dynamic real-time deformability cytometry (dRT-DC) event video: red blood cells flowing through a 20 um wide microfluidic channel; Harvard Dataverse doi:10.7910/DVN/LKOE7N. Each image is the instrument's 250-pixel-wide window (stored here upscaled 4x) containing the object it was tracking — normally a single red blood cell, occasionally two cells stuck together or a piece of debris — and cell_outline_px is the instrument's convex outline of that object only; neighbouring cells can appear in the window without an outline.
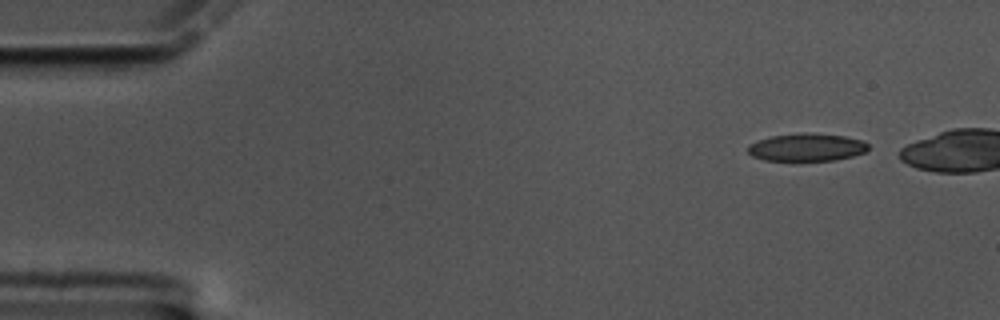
{"species": "common noctule bat (a hibernating species)", "species_latin": "Nyctalus noctula", "temperature_condition": "cold", "stored_images_in_passage": 2, "camera_frame_rate_fps": 3000, "um_per_image_px": 0.085, "animal": {"sex": "male", "body_mass_g": 17.5, "forearm_length_mm": 52.3}, "frame": {"image": 1, "passage_image": 2, "time_ms": 0.333, "image_size_px": [1000, 320], "cell_outline_px": [[868, 148], [864, 152], [852, 156], [832, 160], [764, 160], [752, 156], [748, 152], [748, 144], [768, 136], [804, 132], [844, 136], [864, 140], [868, 144]], "centroid_in_image_um": [68.54, 12.5], "position_along_channel_um": 16.5, "area_um2": 19.42}}